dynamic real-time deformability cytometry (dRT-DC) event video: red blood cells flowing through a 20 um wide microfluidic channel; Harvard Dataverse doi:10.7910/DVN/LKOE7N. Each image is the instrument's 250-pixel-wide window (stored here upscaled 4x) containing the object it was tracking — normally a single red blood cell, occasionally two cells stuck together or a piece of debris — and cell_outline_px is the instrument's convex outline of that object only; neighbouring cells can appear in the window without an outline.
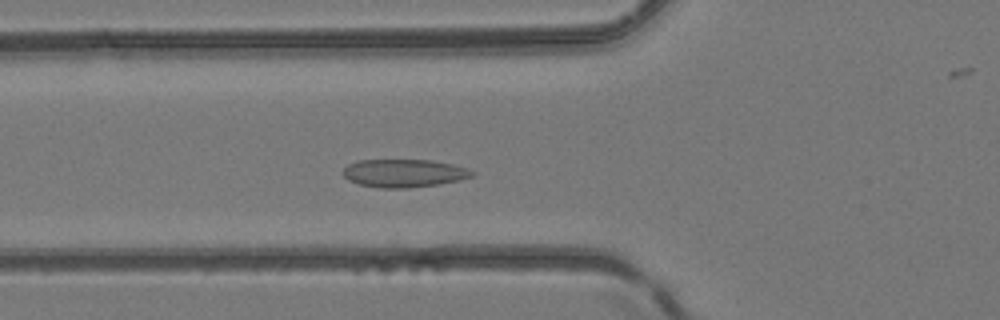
{"species": "common noctule bat (a hibernating species)", "species_latin": "Nyctalus noctula", "temperature_condition": "room temperature", "stored_images_in_passage": 45, "camera_frame_rate_fps": 3000, "um_per_image_px": 0.085, "animal": {"sex": "female", "body_mass_g": 24.6, "forearm_length_mm": 56.2}, "frame": {"image": 1, "passage_image": 14, "time_ms": 4.333, "image_size_px": [1000, 320], "cell_outline_px": [[476, 172], [472, 176], [460, 180], [440, 184], [408, 188], [380, 188], [360, 184], [348, 180], [344, 176], [344, 168], [348, 164], [356, 160], [432, 160], [452, 164], [468, 168]], "centroid_in_image_um": [34.36, 14.72], "position_along_channel_um": 91.4, "area_um2": 21.15}}
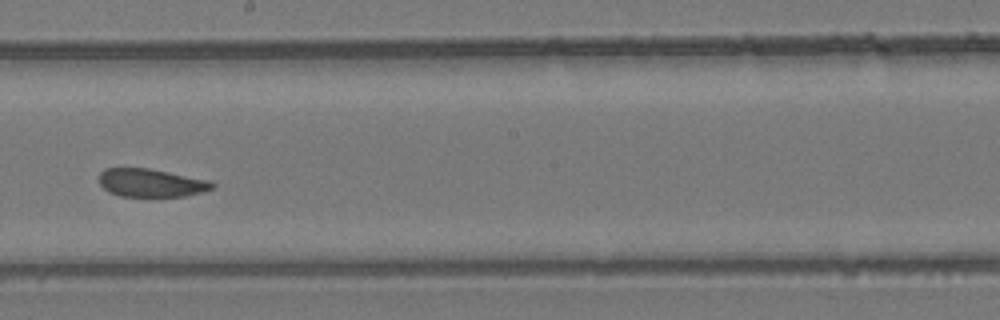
{"frame": {"image": 2, "passage_image": 24, "time_ms": 7.667, "image_size_px": [1000, 320], "cell_outline_px": [[216, 184], [212, 188], [200, 192], [184, 196], [120, 196], [108, 192], [100, 184], [100, 172], [104, 168], [148, 168], [212, 180]], "centroid_in_image_um": [12.85, 15.53], "position_along_channel_um": 235.4, "area_um2": 18.55}}
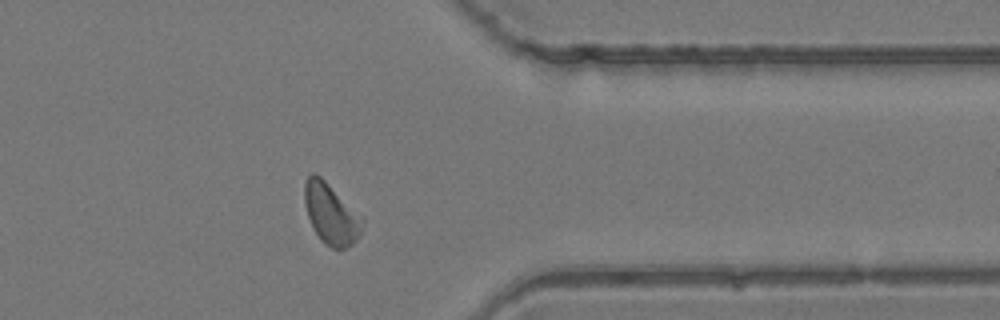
{"frame": {"image": 3, "passage_image": 35, "time_ms": 11.333, "image_size_px": [1000, 320], "cell_outline_px": [[364, 220], [360, 236], [352, 244], [344, 248], [332, 248], [324, 244], [320, 240], [312, 228], [308, 216], [304, 200], [304, 180], [312, 172], [320, 176]], "centroid_in_image_um": [28.1, 18.2], "position_along_channel_um": 383.3, "area_um2": 20.17}}